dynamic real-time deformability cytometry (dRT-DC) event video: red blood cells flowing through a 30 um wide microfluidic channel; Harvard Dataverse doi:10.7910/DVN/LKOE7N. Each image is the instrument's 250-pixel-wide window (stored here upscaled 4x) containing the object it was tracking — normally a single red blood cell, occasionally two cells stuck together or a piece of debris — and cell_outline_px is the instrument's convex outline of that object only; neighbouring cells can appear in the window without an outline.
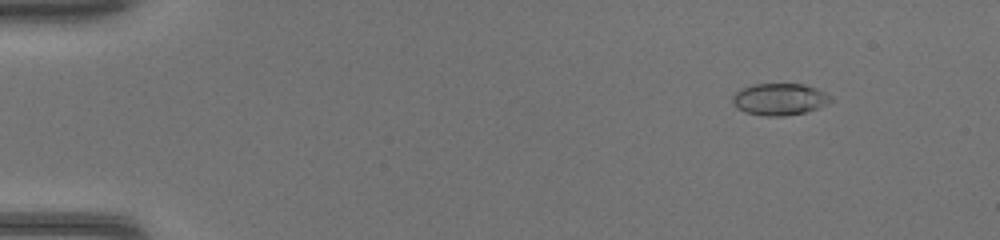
{"species": "common noctule bat (a hibernating species)", "species_latin": "Nyctalus noctula", "temperature_condition": "warm", "stored_images_in_passage": 47, "camera_frame_rate_fps": 3000, "um_per_image_px": 0.085, "animal": {"sex": "female", "body_mass_g": 17.0, "forearm_length_mm": 48.0}, "frame": {"image": 1, "passage_image": 6, "time_ms": 1.667, "image_size_px": [1000, 240], "cell_outline_px": [[832, 100], [828, 104], [808, 112], [784, 116], [764, 116], [744, 112], [736, 108], [732, 104], [732, 96], [740, 88], [756, 84], [804, 84], [816, 88], [832, 96]], "centroid_in_image_um": [66.26, 8.45], "position_along_channel_um": 18.7, "area_um2": 18.5}}
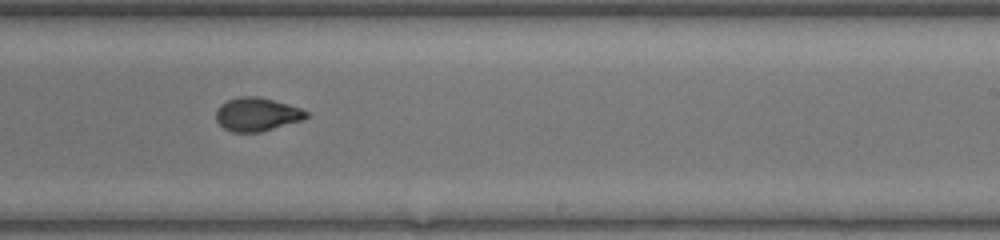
{"frame": {"image": 2, "passage_image": 30, "time_ms": 9.667, "image_size_px": [1000, 240], "cell_outline_px": [[308, 116], [300, 120], [260, 132], [232, 132], [224, 128], [216, 120], [216, 108], [220, 104], [228, 100], [240, 96], [256, 96], [288, 104], [300, 108], [308, 112]], "centroid_in_image_um": [21.79, 9.71], "position_along_channel_um": 267.2, "area_um2": 17.4}}
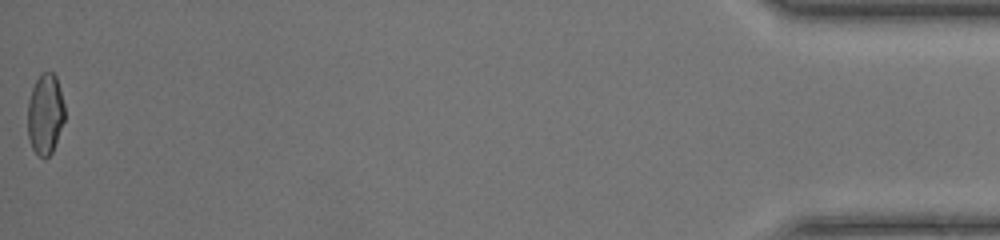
{"frame": {"image": 3, "passage_image": 47, "time_ms": 15.333, "image_size_px": [1000, 240], "cell_outline_px": [[64, 120], [52, 152], [44, 160], [36, 156], [32, 148], [28, 136], [28, 100], [32, 88], [36, 80], [44, 72], [52, 72], [56, 76], [64, 104]], "centroid_in_image_um": [3.83, 9.74], "position_along_channel_um": 431.4, "area_um2": 17.4}}